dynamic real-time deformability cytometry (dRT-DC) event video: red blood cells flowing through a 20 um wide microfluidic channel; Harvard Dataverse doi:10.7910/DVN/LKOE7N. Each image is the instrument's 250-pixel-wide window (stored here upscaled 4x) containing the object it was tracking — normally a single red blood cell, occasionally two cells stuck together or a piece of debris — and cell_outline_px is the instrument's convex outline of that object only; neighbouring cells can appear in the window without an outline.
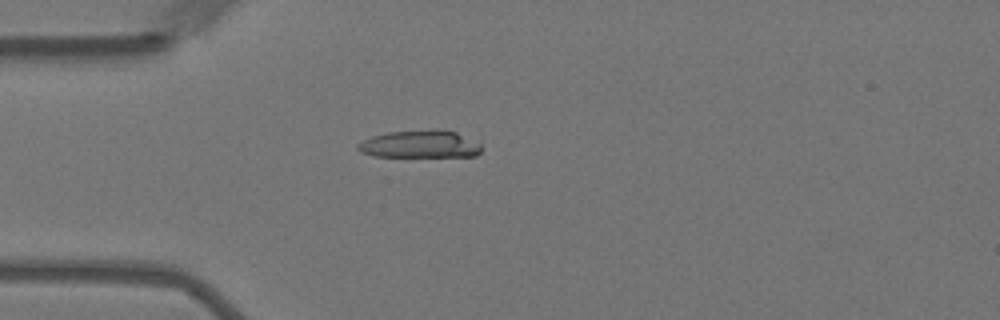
{"species": "Egyptian fruit bat (a non-hibernating species)", "species_latin": "Rousettus aegyptiacus", "temperature_condition": "warm", "stored_images_in_passage": 36, "camera_frame_rate_fps": 3000, "um_per_image_px": 0.085, "animal": {"sex": "female"}, "frame": {"image": 1, "passage_image": 1, "time_ms": 0.0, "image_size_px": [1000, 320], "cell_outline_px": [[480, 152], [476, 156], [372, 156], [360, 152], [356, 148], [356, 144], [372, 136], [388, 132], [436, 128], [456, 132], [480, 144]], "centroid_in_image_um": [35.65, 12.24], "position_along_channel_um": 49.3, "area_um2": 19.88}}
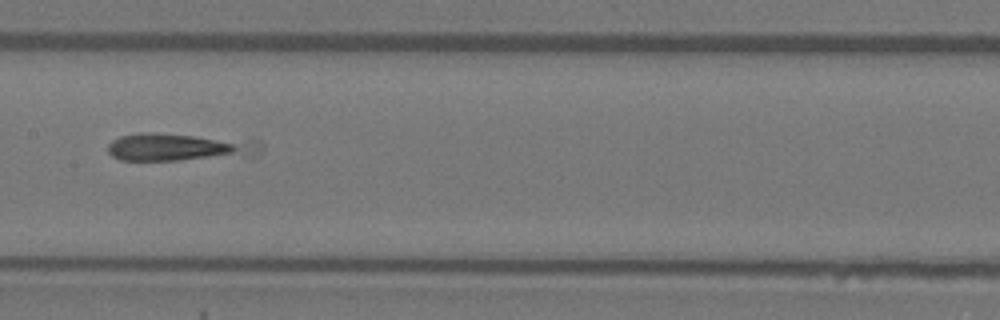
{"frame": {"image": 2, "passage_image": 14, "time_ms": 4.333, "image_size_px": [1000, 320], "cell_outline_px": [[264, 144], [260, 152], [252, 156], [180, 160], [120, 160], [112, 156], [108, 152], [108, 144], [112, 140], [120, 136], [140, 132], [152, 132], [260, 140]], "centroid_in_image_um": [15.3, 12.49], "position_along_channel_um": 192.1, "area_um2": 25.2}}
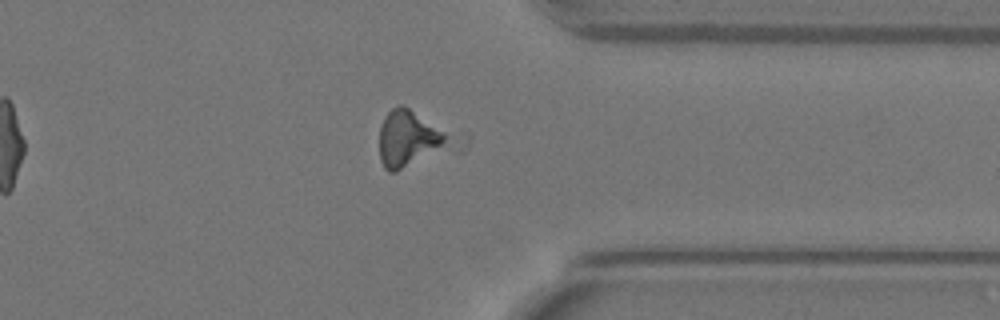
{"frame": {"image": 3, "passage_image": 30, "time_ms": 9.667, "image_size_px": [1000, 320], "cell_outline_px": [[444, 140], [440, 144], [396, 172], [388, 172], [384, 168], [380, 160], [380, 128], [384, 116], [392, 108], [400, 104], [404, 104], [444, 132]], "centroid_in_image_um": [34.51, 11.71], "position_along_channel_um": 376.9, "area_um2": 20.69}}